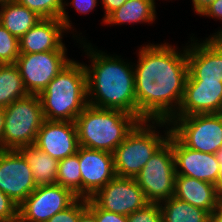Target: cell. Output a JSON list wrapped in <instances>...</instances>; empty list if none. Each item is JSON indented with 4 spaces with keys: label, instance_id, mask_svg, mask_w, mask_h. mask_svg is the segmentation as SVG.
<instances>
[{
    "label": "cell",
    "instance_id": "1",
    "mask_svg": "<svg viewBox=\"0 0 222 222\" xmlns=\"http://www.w3.org/2000/svg\"><path fill=\"white\" fill-rule=\"evenodd\" d=\"M145 44L134 67L136 117L140 121H167L177 113L188 76L187 46ZM183 51V52H182Z\"/></svg>",
    "mask_w": 222,
    "mask_h": 222
},
{
    "label": "cell",
    "instance_id": "2",
    "mask_svg": "<svg viewBox=\"0 0 222 222\" xmlns=\"http://www.w3.org/2000/svg\"><path fill=\"white\" fill-rule=\"evenodd\" d=\"M78 41H81L85 54L91 59V65L84 64L87 73L88 104L136 116L133 63L131 65L117 55L112 57L102 50L94 49L92 44L84 42L85 40Z\"/></svg>",
    "mask_w": 222,
    "mask_h": 222
},
{
    "label": "cell",
    "instance_id": "3",
    "mask_svg": "<svg viewBox=\"0 0 222 222\" xmlns=\"http://www.w3.org/2000/svg\"><path fill=\"white\" fill-rule=\"evenodd\" d=\"M38 96L45 120L75 122L88 105L84 64L71 60Z\"/></svg>",
    "mask_w": 222,
    "mask_h": 222
},
{
    "label": "cell",
    "instance_id": "4",
    "mask_svg": "<svg viewBox=\"0 0 222 222\" xmlns=\"http://www.w3.org/2000/svg\"><path fill=\"white\" fill-rule=\"evenodd\" d=\"M139 122L135 115L88 104L75 120L79 145L113 153Z\"/></svg>",
    "mask_w": 222,
    "mask_h": 222
},
{
    "label": "cell",
    "instance_id": "5",
    "mask_svg": "<svg viewBox=\"0 0 222 222\" xmlns=\"http://www.w3.org/2000/svg\"><path fill=\"white\" fill-rule=\"evenodd\" d=\"M156 126H165V134L160 135ZM170 133L171 127L167 121H140L113 152L116 176L135 178L147 161L168 140Z\"/></svg>",
    "mask_w": 222,
    "mask_h": 222
},
{
    "label": "cell",
    "instance_id": "6",
    "mask_svg": "<svg viewBox=\"0 0 222 222\" xmlns=\"http://www.w3.org/2000/svg\"><path fill=\"white\" fill-rule=\"evenodd\" d=\"M5 123L2 149L17 150L34 145L37 133L45 121L38 95L29 94L4 108Z\"/></svg>",
    "mask_w": 222,
    "mask_h": 222
},
{
    "label": "cell",
    "instance_id": "7",
    "mask_svg": "<svg viewBox=\"0 0 222 222\" xmlns=\"http://www.w3.org/2000/svg\"><path fill=\"white\" fill-rule=\"evenodd\" d=\"M175 177L171 132L168 140L147 161L135 180L149 203H161L174 196Z\"/></svg>",
    "mask_w": 222,
    "mask_h": 222
},
{
    "label": "cell",
    "instance_id": "8",
    "mask_svg": "<svg viewBox=\"0 0 222 222\" xmlns=\"http://www.w3.org/2000/svg\"><path fill=\"white\" fill-rule=\"evenodd\" d=\"M171 132L188 148L215 154L222 148V113L173 117Z\"/></svg>",
    "mask_w": 222,
    "mask_h": 222
},
{
    "label": "cell",
    "instance_id": "9",
    "mask_svg": "<svg viewBox=\"0 0 222 222\" xmlns=\"http://www.w3.org/2000/svg\"><path fill=\"white\" fill-rule=\"evenodd\" d=\"M67 50L39 53H20L15 65L18 67L24 86L29 94L39 95L45 87L72 60Z\"/></svg>",
    "mask_w": 222,
    "mask_h": 222
},
{
    "label": "cell",
    "instance_id": "10",
    "mask_svg": "<svg viewBox=\"0 0 222 222\" xmlns=\"http://www.w3.org/2000/svg\"><path fill=\"white\" fill-rule=\"evenodd\" d=\"M77 199L70 189L61 185L39 186L18 206V222H46Z\"/></svg>",
    "mask_w": 222,
    "mask_h": 222
},
{
    "label": "cell",
    "instance_id": "11",
    "mask_svg": "<svg viewBox=\"0 0 222 222\" xmlns=\"http://www.w3.org/2000/svg\"><path fill=\"white\" fill-rule=\"evenodd\" d=\"M91 199L101 209L126 216L144 208L149 203L135 178L117 176Z\"/></svg>",
    "mask_w": 222,
    "mask_h": 222
},
{
    "label": "cell",
    "instance_id": "12",
    "mask_svg": "<svg viewBox=\"0 0 222 222\" xmlns=\"http://www.w3.org/2000/svg\"><path fill=\"white\" fill-rule=\"evenodd\" d=\"M37 188L24 156L14 149H0V190L18 206Z\"/></svg>",
    "mask_w": 222,
    "mask_h": 222
},
{
    "label": "cell",
    "instance_id": "13",
    "mask_svg": "<svg viewBox=\"0 0 222 222\" xmlns=\"http://www.w3.org/2000/svg\"><path fill=\"white\" fill-rule=\"evenodd\" d=\"M197 41L191 37V44L187 46L186 81L222 82V38L208 37Z\"/></svg>",
    "mask_w": 222,
    "mask_h": 222
},
{
    "label": "cell",
    "instance_id": "14",
    "mask_svg": "<svg viewBox=\"0 0 222 222\" xmlns=\"http://www.w3.org/2000/svg\"><path fill=\"white\" fill-rule=\"evenodd\" d=\"M77 155L81 169V198L89 199L116 177L113 153L79 146Z\"/></svg>",
    "mask_w": 222,
    "mask_h": 222
},
{
    "label": "cell",
    "instance_id": "15",
    "mask_svg": "<svg viewBox=\"0 0 222 222\" xmlns=\"http://www.w3.org/2000/svg\"><path fill=\"white\" fill-rule=\"evenodd\" d=\"M172 150L176 175H184L215 184L218 188L220 161L217 159L216 154L190 149L173 133Z\"/></svg>",
    "mask_w": 222,
    "mask_h": 222
},
{
    "label": "cell",
    "instance_id": "16",
    "mask_svg": "<svg viewBox=\"0 0 222 222\" xmlns=\"http://www.w3.org/2000/svg\"><path fill=\"white\" fill-rule=\"evenodd\" d=\"M34 146L58 161L77 153L80 145L75 122L45 120Z\"/></svg>",
    "mask_w": 222,
    "mask_h": 222
},
{
    "label": "cell",
    "instance_id": "17",
    "mask_svg": "<svg viewBox=\"0 0 222 222\" xmlns=\"http://www.w3.org/2000/svg\"><path fill=\"white\" fill-rule=\"evenodd\" d=\"M218 113H222V82H185L184 96L174 117Z\"/></svg>",
    "mask_w": 222,
    "mask_h": 222
},
{
    "label": "cell",
    "instance_id": "18",
    "mask_svg": "<svg viewBox=\"0 0 222 222\" xmlns=\"http://www.w3.org/2000/svg\"><path fill=\"white\" fill-rule=\"evenodd\" d=\"M67 30L60 19H41L19 39L20 53L67 50L62 42Z\"/></svg>",
    "mask_w": 222,
    "mask_h": 222
},
{
    "label": "cell",
    "instance_id": "19",
    "mask_svg": "<svg viewBox=\"0 0 222 222\" xmlns=\"http://www.w3.org/2000/svg\"><path fill=\"white\" fill-rule=\"evenodd\" d=\"M221 192L215 184L176 175L174 197L207 211L209 214L221 205Z\"/></svg>",
    "mask_w": 222,
    "mask_h": 222
},
{
    "label": "cell",
    "instance_id": "20",
    "mask_svg": "<svg viewBox=\"0 0 222 222\" xmlns=\"http://www.w3.org/2000/svg\"><path fill=\"white\" fill-rule=\"evenodd\" d=\"M42 18L15 0L0 6V24L18 40Z\"/></svg>",
    "mask_w": 222,
    "mask_h": 222
},
{
    "label": "cell",
    "instance_id": "21",
    "mask_svg": "<svg viewBox=\"0 0 222 222\" xmlns=\"http://www.w3.org/2000/svg\"><path fill=\"white\" fill-rule=\"evenodd\" d=\"M30 166L37 187L56 184L58 160L34 145L17 149Z\"/></svg>",
    "mask_w": 222,
    "mask_h": 222
},
{
    "label": "cell",
    "instance_id": "22",
    "mask_svg": "<svg viewBox=\"0 0 222 222\" xmlns=\"http://www.w3.org/2000/svg\"><path fill=\"white\" fill-rule=\"evenodd\" d=\"M155 0H128L120 8L114 10L106 18L105 24L148 23L156 18Z\"/></svg>",
    "mask_w": 222,
    "mask_h": 222
},
{
    "label": "cell",
    "instance_id": "23",
    "mask_svg": "<svg viewBox=\"0 0 222 222\" xmlns=\"http://www.w3.org/2000/svg\"><path fill=\"white\" fill-rule=\"evenodd\" d=\"M163 222H209V213L172 196L159 203Z\"/></svg>",
    "mask_w": 222,
    "mask_h": 222
},
{
    "label": "cell",
    "instance_id": "24",
    "mask_svg": "<svg viewBox=\"0 0 222 222\" xmlns=\"http://www.w3.org/2000/svg\"><path fill=\"white\" fill-rule=\"evenodd\" d=\"M29 95L15 64L0 65V107Z\"/></svg>",
    "mask_w": 222,
    "mask_h": 222
},
{
    "label": "cell",
    "instance_id": "25",
    "mask_svg": "<svg viewBox=\"0 0 222 222\" xmlns=\"http://www.w3.org/2000/svg\"><path fill=\"white\" fill-rule=\"evenodd\" d=\"M19 4L26 6L29 10L36 13L42 19H60L65 25L66 30L72 27L69 15L66 12L64 0H15Z\"/></svg>",
    "mask_w": 222,
    "mask_h": 222
},
{
    "label": "cell",
    "instance_id": "26",
    "mask_svg": "<svg viewBox=\"0 0 222 222\" xmlns=\"http://www.w3.org/2000/svg\"><path fill=\"white\" fill-rule=\"evenodd\" d=\"M56 184L70 189L81 198V169L77 153L58 161Z\"/></svg>",
    "mask_w": 222,
    "mask_h": 222
},
{
    "label": "cell",
    "instance_id": "27",
    "mask_svg": "<svg viewBox=\"0 0 222 222\" xmlns=\"http://www.w3.org/2000/svg\"><path fill=\"white\" fill-rule=\"evenodd\" d=\"M19 54V40L0 24V65L15 64Z\"/></svg>",
    "mask_w": 222,
    "mask_h": 222
},
{
    "label": "cell",
    "instance_id": "28",
    "mask_svg": "<svg viewBox=\"0 0 222 222\" xmlns=\"http://www.w3.org/2000/svg\"><path fill=\"white\" fill-rule=\"evenodd\" d=\"M87 209V199L78 198L67 209L56 213L46 222H78L80 215Z\"/></svg>",
    "mask_w": 222,
    "mask_h": 222
},
{
    "label": "cell",
    "instance_id": "29",
    "mask_svg": "<svg viewBox=\"0 0 222 222\" xmlns=\"http://www.w3.org/2000/svg\"><path fill=\"white\" fill-rule=\"evenodd\" d=\"M128 222H163L159 203H148L144 208L127 216Z\"/></svg>",
    "mask_w": 222,
    "mask_h": 222
},
{
    "label": "cell",
    "instance_id": "30",
    "mask_svg": "<svg viewBox=\"0 0 222 222\" xmlns=\"http://www.w3.org/2000/svg\"><path fill=\"white\" fill-rule=\"evenodd\" d=\"M0 222H18V205L1 190Z\"/></svg>",
    "mask_w": 222,
    "mask_h": 222
},
{
    "label": "cell",
    "instance_id": "31",
    "mask_svg": "<svg viewBox=\"0 0 222 222\" xmlns=\"http://www.w3.org/2000/svg\"><path fill=\"white\" fill-rule=\"evenodd\" d=\"M87 208L96 216L97 222H128L126 215L101 209L91 198L87 199Z\"/></svg>",
    "mask_w": 222,
    "mask_h": 222
},
{
    "label": "cell",
    "instance_id": "32",
    "mask_svg": "<svg viewBox=\"0 0 222 222\" xmlns=\"http://www.w3.org/2000/svg\"><path fill=\"white\" fill-rule=\"evenodd\" d=\"M201 16L222 20V0H215L201 14ZM209 38H222V29L209 36Z\"/></svg>",
    "mask_w": 222,
    "mask_h": 222
},
{
    "label": "cell",
    "instance_id": "33",
    "mask_svg": "<svg viewBox=\"0 0 222 222\" xmlns=\"http://www.w3.org/2000/svg\"><path fill=\"white\" fill-rule=\"evenodd\" d=\"M97 0H71V2L66 3L64 1V5L66 4L67 6L72 4V6L82 14H87L88 12H91L96 8L97 6Z\"/></svg>",
    "mask_w": 222,
    "mask_h": 222
},
{
    "label": "cell",
    "instance_id": "34",
    "mask_svg": "<svg viewBox=\"0 0 222 222\" xmlns=\"http://www.w3.org/2000/svg\"><path fill=\"white\" fill-rule=\"evenodd\" d=\"M102 7L104 9V17H103V23L105 21V18L112 13L114 10L120 8L126 1L128 0H101Z\"/></svg>",
    "mask_w": 222,
    "mask_h": 222
},
{
    "label": "cell",
    "instance_id": "35",
    "mask_svg": "<svg viewBox=\"0 0 222 222\" xmlns=\"http://www.w3.org/2000/svg\"><path fill=\"white\" fill-rule=\"evenodd\" d=\"M215 0H192L193 10L200 15Z\"/></svg>",
    "mask_w": 222,
    "mask_h": 222
},
{
    "label": "cell",
    "instance_id": "36",
    "mask_svg": "<svg viewBox=\"0 0 222 222\" xmlns=\"http://www.w3.org/2000/svg\"><path fill=\"white\" fill-rule=\"evenodd\" d=\"M78 222H97L96 216L87 208L79 217Z\"/></svg>",
    "mask_w": 222,
    "mask_h": 222
},
{
    "label": "cell",
    "instance_id": "37",
    "mask_svg": "<svg viewBox=\"0 0 222 222\" xmlns=\"http://www.w3.org/2000/svg\"><path fill=\"white\" fill-rule=\"evenodd\" d=\"M209 222H222V207L214 210L209 215Z\"/></svg>",
    "mask_w": 222,
    "mask_h": 222
},
{
    "label": "cell",
    "instance_id": "38",
    "mask_svg": "<svg viewBox=\"0 0 222 222\" xmlns=\"http://www.w3.org/2000/svg\"><path fill=\"white\" fill-rule=\"evenodd\" d=\"M217 159L220 161V173H219V180H218V190L222 193V148L215 153Z\"/></svg>",
    "mask_w": 222,
    "mask_h": 222
},
{
    "label": "cell",
    "instance_id": "39",
    "mask_svg": "<svg viewBox=\"0 0 222 222\" xmlns=\"http://www.w3.org/2000/svg\"><path fill=\"white\" fill-rule=\"evenodd\" d=\"M5 123L4 107H0V149H2V136Z\"/></svg>",
    "mask_w": 222,
    "mask_h": 222
},
{
    "label": "cell",
    "instance_id": "40",
    "mask_svg": "<svg viewBox=\"0 0 222 222\" xmlns=\"http://www.w3.org/2000/svg\"><path fill=\"white\" fill-rule=\"evenodd\" d=\"M9 0H0V6H2L3 4H5L6 2H8Z\"/></svg>",
    "mask_w": 222,
    "mask_h": 222
}]
</instances>
